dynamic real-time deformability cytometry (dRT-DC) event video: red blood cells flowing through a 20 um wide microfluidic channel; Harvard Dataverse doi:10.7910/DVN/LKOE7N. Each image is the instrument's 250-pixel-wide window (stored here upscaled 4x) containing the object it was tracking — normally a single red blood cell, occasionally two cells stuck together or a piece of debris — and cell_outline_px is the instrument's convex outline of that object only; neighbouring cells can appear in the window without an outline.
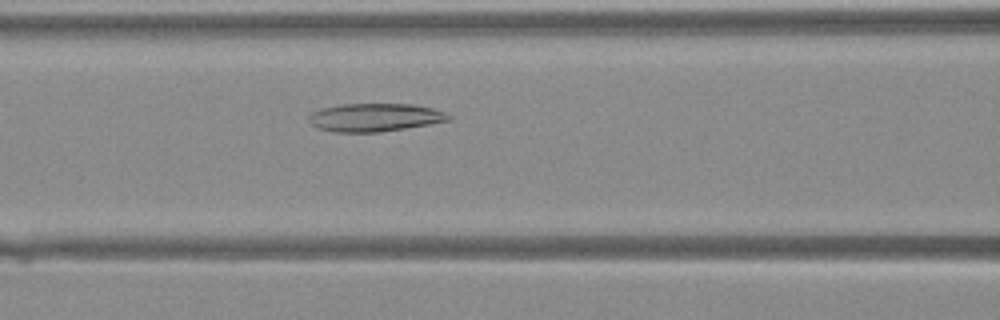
{"species": "Egyptian fruit bat (a non-hibernating species)", "species_latin": "Rousettus aegyptiacus", "temperature_condition": "warm", "stored_images_in_passage": 34, "camera_frame_rate_fps": 3000, "um_per_image_px": 0.085, "animal": {"sex": "female"}, "frame": {"image": 1, "passage_image": 14, "time_ms": 4.333, "image_size_px": [1000, 320], "cell_outline_px": [[452, 116], [448, 120], [428, 124], [380, 132], [332, 132], [320, 128], [312, 124], [308, 120], [308, 116], [312, 112], [320, 108], [344, 104], [412, 104], [432, 108], [448, 112]], "centroid_in_image_um": [31.85, 9.97], "position_along_channel_um": 134.7, "area_um2": 22.83}}
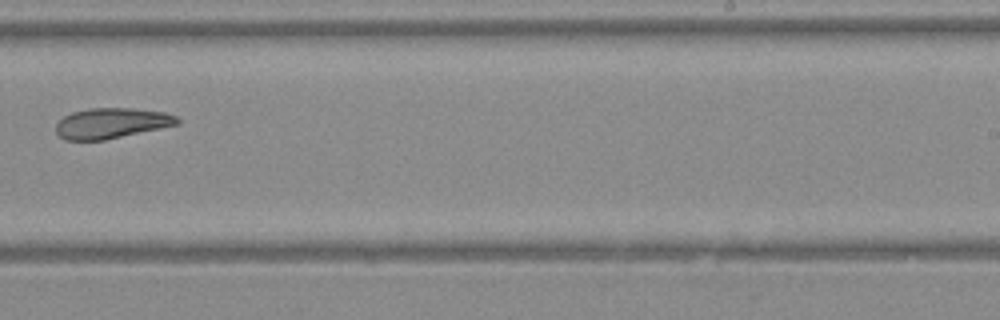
{"frame": {"image": 2, "passage_image": 23, "time_ms": 7.333, "image_size_px": [1000, 320], "cell_outline_px": [[180, 124], [104, 140], [64, 140], [56, 132], [56, 124], [64, 116], [72, 112], [88, 108], [132, 108], [164, 112], [176, 116], [180, 120]], "centroid_in_image_um": [9.47, 10.47], "position_along_channel_um": 279.5, "area_um2": 21.5}}
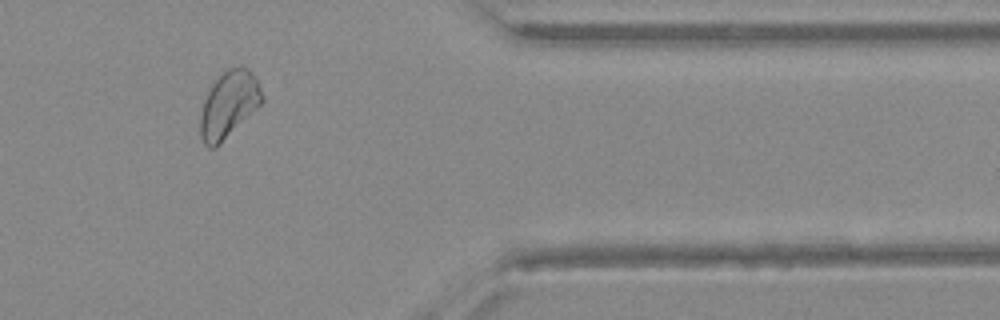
{"frame": {"image": 3, "passage_image": 31, "time_ms": 10.0, "image_size_px": [1000, 320], "cell_outline_px": [[264, 100], [216, 148], [208, 148], [204, 144], [200, 136], [200, 116], [204, 100], [212, 84], [228, 68], [248, 68], [256, 80], [264, 96]], "centroid_in_image_um": [19.42, 8.92], "position_along_channel_um": 392.0, "area_um2": 23.41}}